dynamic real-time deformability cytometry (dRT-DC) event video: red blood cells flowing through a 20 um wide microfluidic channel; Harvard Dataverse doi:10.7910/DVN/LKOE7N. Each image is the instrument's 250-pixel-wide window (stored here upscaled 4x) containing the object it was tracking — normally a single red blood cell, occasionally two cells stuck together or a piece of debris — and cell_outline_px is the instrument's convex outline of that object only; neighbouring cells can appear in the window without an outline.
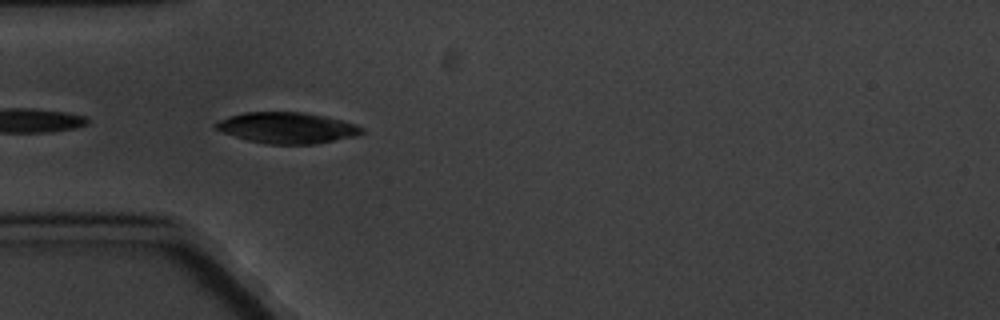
{"species": "common noctule bat (a hibernating species)", "species_latin": "Nyctalus noctula", "temperature_condition": "cold", "stored_images_in_passage": 8, "camera_frame_rate_fps": 3000, "um_per_image_px": 0.085, "animal": {"sex": "male", "body_mass_g": 20.1, "forearm_length_mm": 53.5}, "frame": {"image": 1, "passage_image": 5, "time_ms": 5.333, "image_size_px": [1000, 320], "cell_outline_px": [[364, 132], [356, 136], [312, 144], [268, 144], [248, 140], [224, 132], [216, 128], [212, 124], [228, 116], [244, 112], [304, 112], [324, 116], [356, 124], [364, 128]], "centroid_in_image_um": [24.41, 10.86], "position_along_channel_um": 60.6, "area_um2": 26.18}}